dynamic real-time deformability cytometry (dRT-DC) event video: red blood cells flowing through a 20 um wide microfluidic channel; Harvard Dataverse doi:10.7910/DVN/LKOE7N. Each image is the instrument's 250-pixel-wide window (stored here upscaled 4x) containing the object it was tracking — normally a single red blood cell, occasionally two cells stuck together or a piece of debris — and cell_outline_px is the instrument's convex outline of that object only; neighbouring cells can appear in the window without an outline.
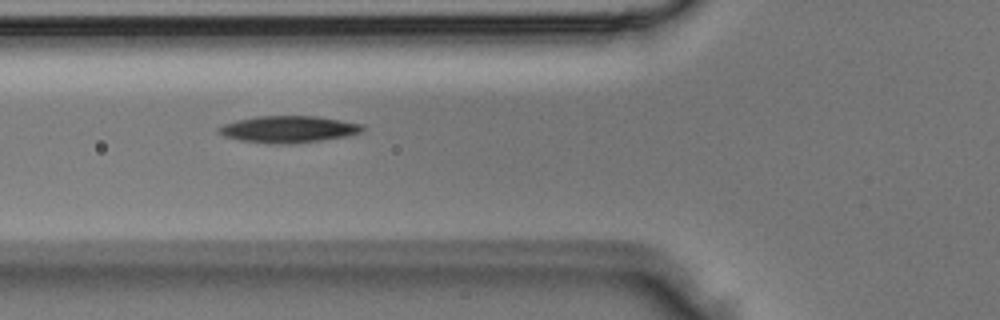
{"species": "Egyptian fruit bat (a non-hibernating species)", "species_latin": "Rousettus aegyptiacus", "temperature_condition": "room temperature", "stored_images_in_passage": 4, "camera_frame_rate_fps": 3000, "um_per_image_px": 0.085, "animal": {"sex": "male"}, "frame": {"image": 1, "passage_image": 3, "time_ms": 0.667, "image_size_px": [1000, 320], "cell_outline_px": [[364, 132], [348, 136], [292, 144], [268, 144], [240, 140], [224, 136], [216, 132], [216, 128], [224, 124], [240, 120], [260, 116], [316, 116], [364, 124]], "centroid_in_image_um": [24.54, 11.0], "position_along_channel_um": 101.3, "area_um2": 22.54}}
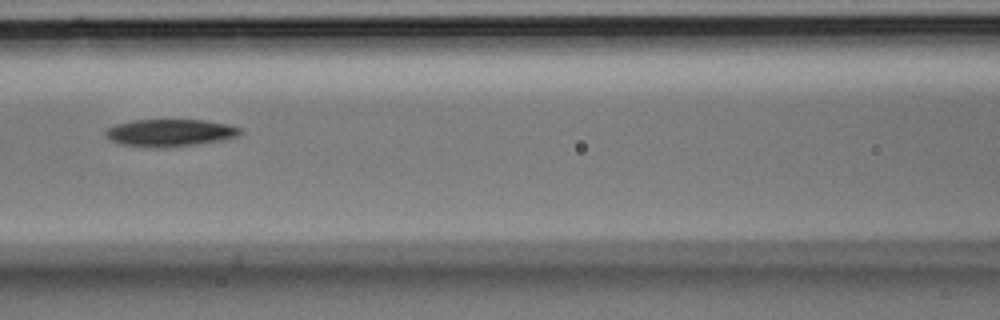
{"frame": {"image": 2, "passage_image": 4, "time_ms": 1.0, "image_size_px": [1000, 320], "cell_outline_px": [[244, 132], [236, 136], [224, 140], [200, 144], [164, 148], [156, 148], [120, 144], [108, 140], [104, 132], [104, 128], [116, 124], [136, 120], [204, 120], [228, 124], [244, 128]], "centroid_in_image_um": [14.46, 11.29], "position_along_channel_um": 152.1, "area_um2": 21.85}}